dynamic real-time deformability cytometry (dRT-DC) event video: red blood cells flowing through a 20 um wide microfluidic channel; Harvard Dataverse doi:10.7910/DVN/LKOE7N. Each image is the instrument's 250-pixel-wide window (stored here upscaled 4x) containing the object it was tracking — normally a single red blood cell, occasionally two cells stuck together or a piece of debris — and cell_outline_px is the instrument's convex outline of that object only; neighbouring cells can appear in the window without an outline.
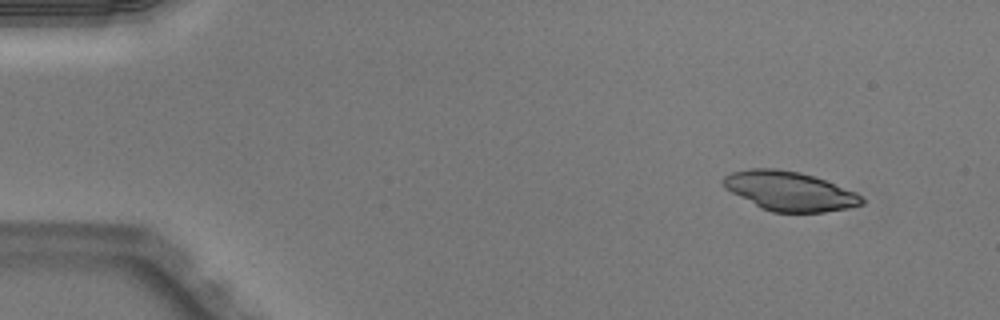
{"species": "Egyptian fruit bat (a non-hibernating species)", "species_latin": "Rousettus aegyptiacus", "temperature_condition": "warm", "stored_images_in_passage": 46, "camera_frame_rate_fps": 3000, "um_per_image_px": 0.085, "animal": {"sex": "male"}, "frame": {"image": 1, "passage_image": 1, "time_ms": 0.0, "image_size_px": [1000, 320], "cell_outline_px": [[864, 204], [848, 208], [824, 212], [772, 212], [760, 208], [724, 188], [724, 176], [732, 172], [748, 168], [776, 168], [800, 172], [824, 180], [856, 192], [864, 200]], "centroid_in_image_um": [67.1, 16.24], "position_along_channel_um": 17.9, "area_um2": 31.56}}